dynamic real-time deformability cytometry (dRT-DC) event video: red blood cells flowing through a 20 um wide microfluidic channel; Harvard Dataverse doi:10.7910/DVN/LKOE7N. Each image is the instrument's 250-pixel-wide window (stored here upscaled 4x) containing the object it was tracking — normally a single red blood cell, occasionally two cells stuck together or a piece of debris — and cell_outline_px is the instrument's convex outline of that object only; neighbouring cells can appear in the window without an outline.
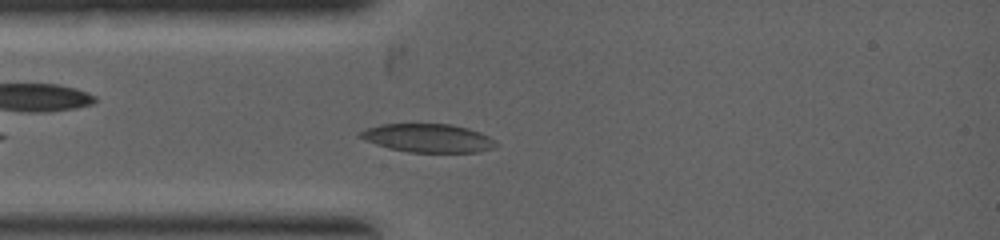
{"species": "common noctule bat (a hibernating species)", "species_latin": "Nyctalus noctula", "temperature_condition": "warm", "stored_images_in_passage": 48, "camera_frame_rate_fps": 5000, "um_per_image_px": 0.085, "animal": {"sex": "female", "body_mass_g": 19.0, "forearm_length_mm": 53.3}, "frame": {"image": 1, "passage_image": 9, "time_ms": 1.0, "image_size_px": [1000, 240], "cell_outline_px": [[496, 144], [492, 148], [476, 152], [408, 152], [388, 148], [364, 140], [356, 136], [364, 128], [380, 124], [452, 124], [468, 128], [480, 132], [488, 136]], "centroid_in_image_um": [36.3, 11.73], "position_along_channel_um": 48.7, "area_um2": 22.48}}
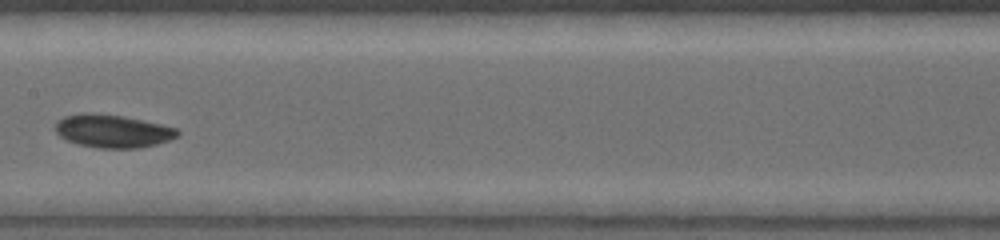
{"frame": {"image": 2, "passage_image": 20, "time_ms": 3.2, "image_size_px": [1000, 240], "cell_outline_px": [[180, 132], [176, 136], [168, 140], [156, 144], [140, 148], [100, 148], [76, 144], [60, 136], [52, 128], [64, 116], [84, 112], [88, 112], [124, 116], [160, 124], [176, 128]], "centroid_in_image_um": [9.54, 11.14], "position_along_channel_um": 197.9, "area_um2": 23.47}}
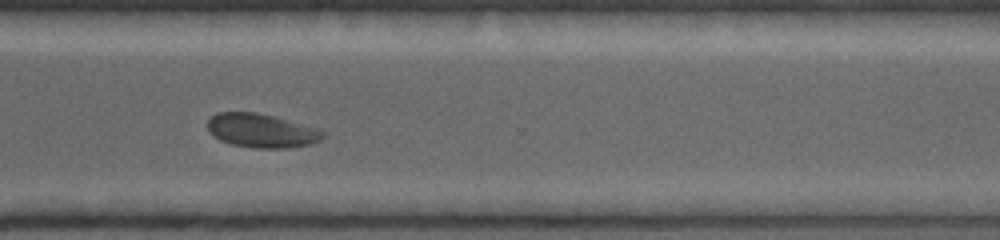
{"frame": {"image": 3, "passage_image": 36, "time_ms": 5.4, "image_size_px": [1000, 240], "cell_outline_px": [[324, 136], [320, 140], [308, 144], [284, 148], [256, 148], [232, 144], [220, 140], [212, 136], [208, 132], [208, 120], [216, 112], [256, 112], [320, 128], [324, 132]], "centroid_in_image_um": [22.2, 11.1], "position_along_channel_um": 348.4, "area_um2": 22.72}}